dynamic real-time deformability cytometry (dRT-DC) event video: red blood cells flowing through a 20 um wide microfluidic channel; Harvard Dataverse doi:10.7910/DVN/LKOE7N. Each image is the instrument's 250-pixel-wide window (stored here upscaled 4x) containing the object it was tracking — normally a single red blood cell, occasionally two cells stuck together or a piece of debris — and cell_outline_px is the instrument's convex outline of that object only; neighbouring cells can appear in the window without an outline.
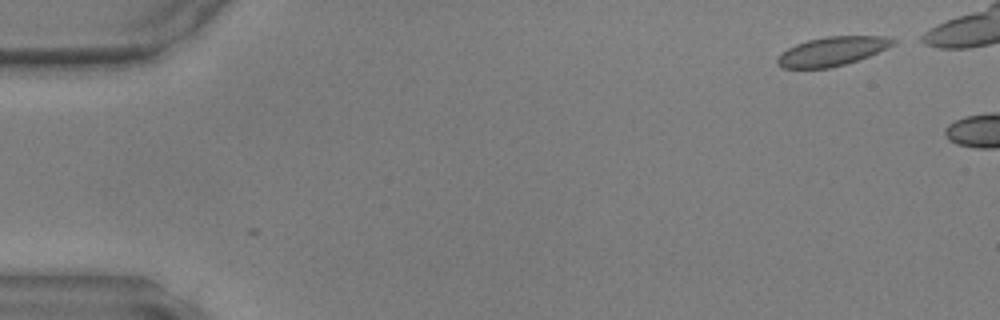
{"species": "common noctule bat (a hibernating species)", "species_latin": "Nyctalus noctula", "temperature_condition": "warm", "stored_images_in_passage": 4, "camera_frame_rate_fps": 3000, "um_per_image_px": 0.085, "animal": {"sex": "male", "body_mass_g": 17.9, "forearm_length_mm": 54.2}, "frame": {"image": 1, "passage_image": 4, "time_ms": 1.0, "image_size_px": [1000, 320], "cell_outline_px": [[896, 44], [868, 56], [844, 64], [828, 68], [780, 68], [776, 64], [776, 60], [788, 48], [796, 44], [808, 40], [824, 36], [884, 36], [896, 40]], "centroid_in_image_um": [70.72, 4.35], "position_along_channel_um": 14.3, "area_um2": 19.36}}